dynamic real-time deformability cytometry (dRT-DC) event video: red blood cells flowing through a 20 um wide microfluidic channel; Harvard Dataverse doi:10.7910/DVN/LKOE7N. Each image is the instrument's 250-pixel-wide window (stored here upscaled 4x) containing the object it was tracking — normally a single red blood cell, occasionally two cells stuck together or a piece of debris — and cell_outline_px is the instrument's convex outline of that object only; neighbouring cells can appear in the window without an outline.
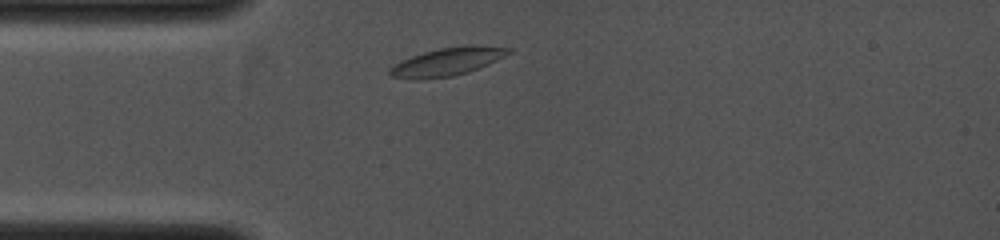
{"species": "common noctule bat (a hibernating species)", "species_latin": "Nyctalus noctula", "temperature_condition": "cold", "stored_images_in_passage": 4, "camera_frame_rate_fps": 4000, "um_per_image_px": 0.085, "animal": {"sex": "female", "body_mass_g": 19.0, "forearm_length_mm": 53.3}, "frame": {"image": 1, "passage_image": 1, "time_ms": 0.0, "image_size_px": [1000, 240], "cell_outline_px": [[512, 52], [480, 68], [468, 72], [452, 76], [420, 80], [412, 80], [392, 76], [388, 72], [388, 68], [400, 60], [424, 52], [440, 48], [464, 44], [476, 44], [512, 48]], "centroid_in_image_um": [38.02, 5.23], "position_along_channel_um": 47.0, "area_um2": 19.77}}
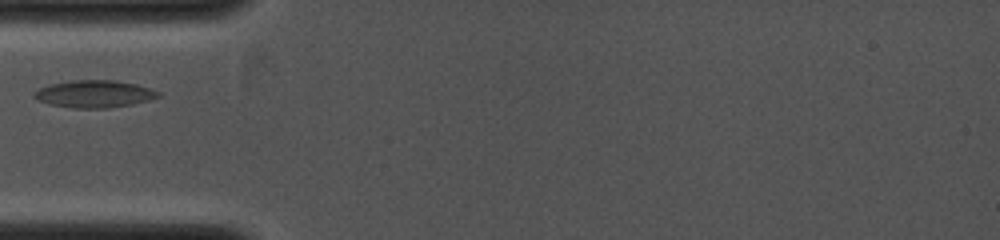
{"frame": {"image": 2, "passage_image": 2, "time_ms": 0.75, "image_size_px": [1000, 240], "cell_outline_px": [[160, 96], [148, 100], [132, 104], [108, 108], [72, 108], [48, 104], [36, 100], [32, 96], [40, 88], [52, 84], [72, 80], [112, 80], [136, 84], [152, 88], [160, 92]], "centroid_in_image_um": [8.02, 7.99], "position_along_channel_um": 77.0, "area_um2": 19.71}}
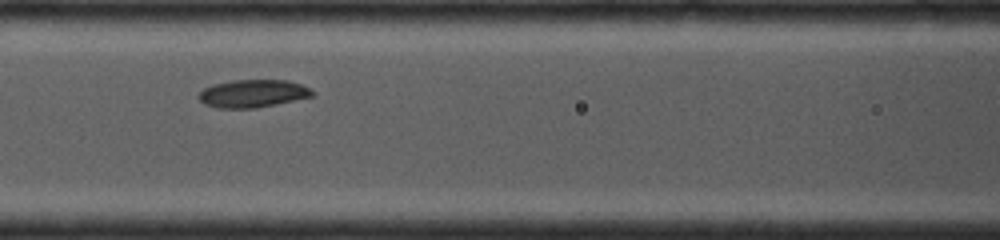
{"frame": {"image": 3, "passage_image": 4, "time_ms": 2.0, "image_size_px": [1000, 240], "cell_outline_px": [[316, 96], [256, 108], [216, 108], [204, 104], [196, 96], [204, 88], [212, 84], [232, 80], [288, 80], [300, 84], [316, 92]], "centroid_in_image_um": [21.49, 7.95], "position_along_channel_um": 145.1, "area_um2": 18.61}}